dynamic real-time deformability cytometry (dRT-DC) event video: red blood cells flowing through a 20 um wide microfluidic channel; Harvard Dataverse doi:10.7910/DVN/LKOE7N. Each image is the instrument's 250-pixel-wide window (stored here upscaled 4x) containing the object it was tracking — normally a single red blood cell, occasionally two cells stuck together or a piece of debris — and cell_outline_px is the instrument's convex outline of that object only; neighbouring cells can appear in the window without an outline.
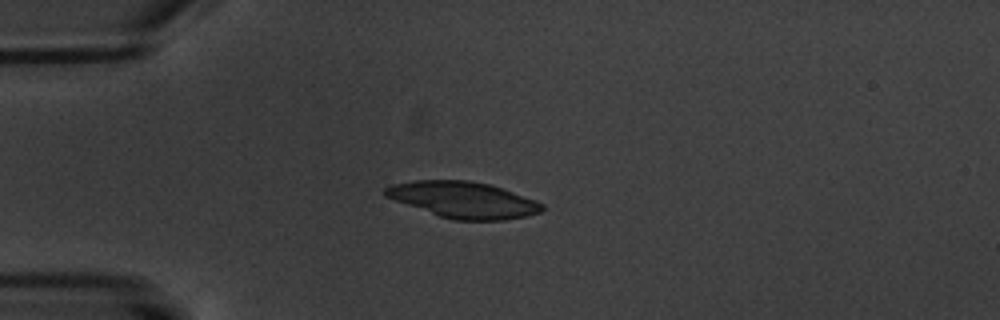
{"species": "common noctule bat (a hibernating species)", "species_latin": "Nyctalus noctula", "temperature_condition": "warm", "stored_images_in_passage": 9, "camera_frame_rate_fps": 3000, "um_per_image_px": 0.085, "animal": {"sex": "male", "body_mass_g": 20.1, "forearm_length_mm": 53.5}, "frame": {"image": 1, "passage_image": 3, "time_ms": 3.0, "image_size_px": [1000, 320], "cell_outline_px": [[544, 208], [540, 212], [528, 216], [504, 220], [452, 220], [440, 216], [384, 196], [384, 188], [392, 184], [412, 180], [468, 180], [488, 184], [536, 200], [544, 204]], "centroid_in_image_um": [39.38, 16.98], "position_along_channel_um": 45.6, "area_um2": 32.89}}